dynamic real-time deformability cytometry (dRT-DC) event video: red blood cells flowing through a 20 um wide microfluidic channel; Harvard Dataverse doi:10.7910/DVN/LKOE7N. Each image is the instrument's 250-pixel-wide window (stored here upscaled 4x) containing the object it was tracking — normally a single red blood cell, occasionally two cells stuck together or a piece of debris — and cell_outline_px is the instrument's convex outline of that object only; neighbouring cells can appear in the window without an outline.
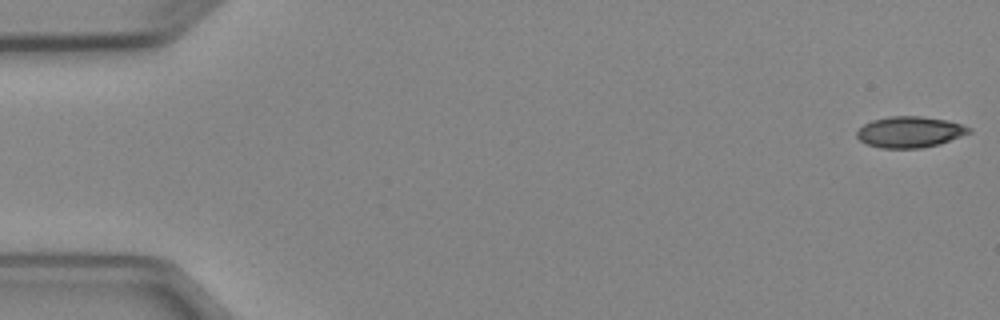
{"species": "Egyptian fruit bat (a non-hibernating species)", "species_latin": "Rousettus aegyptiacus", "temperature_condition": "cold", "stored_images_in_passage": 2, "segment_of_instrument_passage": [2, 2], "camera_frame_rate_fps": 3000, "um_per_image_px": 0.085, "animal": {"sex": "female"}, "frame": {"image": 1, "passage_image": 2, "time_ms": 1.0, "image_size_px": [1000, 320], "cell_outline_px": [[972, 132], [940, 144], [920, 148], [880, 148], [868, 144], [860, 140], [856, 136], [856, 132], [864, 124], [872, 120], [888, 116], [920, 116], [948, 120], [972, 128]], "centroid_in_image_um": [77.34, 11.21], "position_along_channel_um": 7.7, "area_um2": 20.35}}